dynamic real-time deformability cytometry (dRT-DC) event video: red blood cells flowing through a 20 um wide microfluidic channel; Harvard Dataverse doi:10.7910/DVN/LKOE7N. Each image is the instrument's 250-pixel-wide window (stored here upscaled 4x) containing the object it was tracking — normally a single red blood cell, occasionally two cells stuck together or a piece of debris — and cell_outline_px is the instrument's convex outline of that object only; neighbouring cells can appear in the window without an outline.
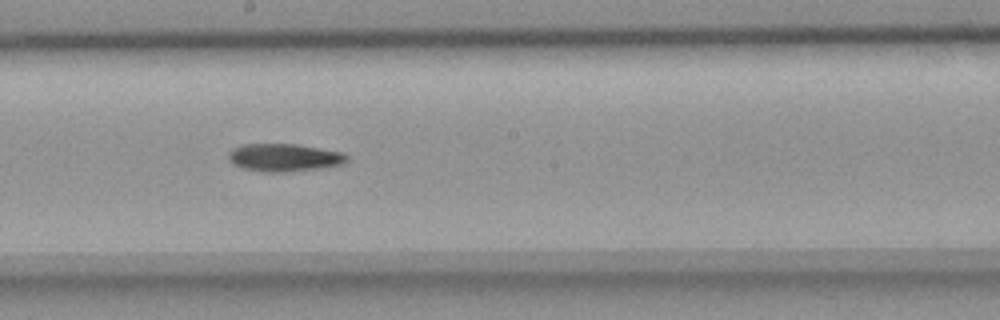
{"species": "common noctule bat (a hibernating species)", "species_latin": "Nyctalus noctula", "temperature_condition": "room temperature", "stored_images_in_passage": 8, "camera_frame_rate_fps": 3000, "um_per_image_px": 0.085, "animal": {"sex": "female", "body_mass_g": 18.4}, "frame": {"image": 1, "passage_image": 8, "time_ms": 2.333, "image_size_px": [1000, 320], "cell_outline_px": [[348, 160], [344, 164], [320, 168], [280, 172], [272, 172], [244, 168], [228, 160], [228, 152], [232, 148], [240, 144], [296, 144], [344, 152], [348, 156]], "centroid_in_image_um": [24.18, 13.37], "position_along_channel_um": 224.0, "area_um2": 19.07}}